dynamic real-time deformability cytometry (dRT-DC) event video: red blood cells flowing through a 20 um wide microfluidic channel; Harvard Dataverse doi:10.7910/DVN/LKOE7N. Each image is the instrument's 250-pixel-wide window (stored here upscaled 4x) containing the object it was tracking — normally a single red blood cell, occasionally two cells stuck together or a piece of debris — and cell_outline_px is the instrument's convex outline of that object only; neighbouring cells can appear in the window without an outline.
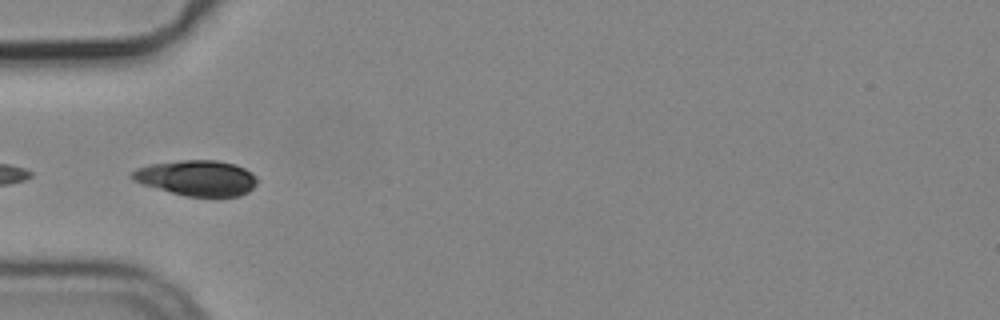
{"species": "common noctule bat (a hibernating species)", "species_latin": "Nyctalus noctula", "temperature_condition": "cold", "stored_images_in_passage": 6, "camera_frame_rate_fps": 3000, "um_per_image_px": 0.085, "animal": {"sex": "male", "body_mass_g": 19.2, "forearm_length_mm": 51.8}, "frame": {"image": 1, "passage_image": 4, "time_ms": 1.0, "image_size_px": [1000, 320], "cell_outline_px": [[256, 184], [248, 192], [240, 196], [184, 196], [144, 184], [132, 180], [128, 176], [136, 168], [148, 164], [180, 160], [216, 160], [236, 164], [252, 172], [256, 176]], "centroid_in_image_um": [16.72, 15.11], "position_along_channel_um": 68.3, "area_um2": 25.95}}
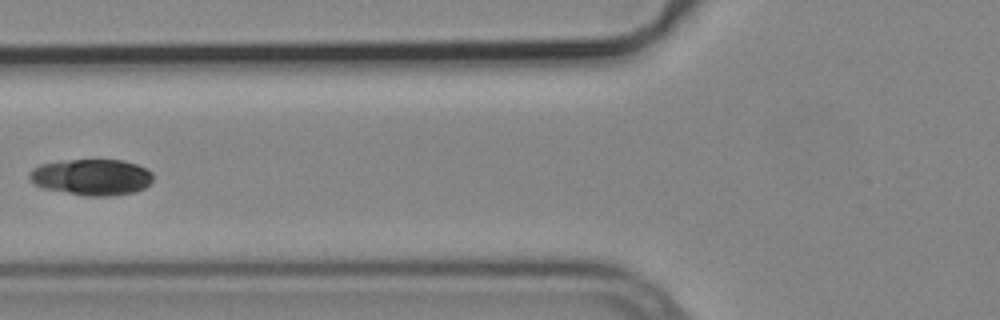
{"frame": {"image": 2, "passage_image": 5, "time_ms": 1.333, "image_size_px": [1000, 320], "cell_outline_px": [[152, 180], [144, 188], [132, 192], [112, 196], [84, 196], [44, 188], [36, 184], [28, 176], [32, 168], [40, 164], [72, 160], [124, 160], [136, 164], [152, 172]], "centroid_in_image_um": [7.8, 15.06], "position_along_channel_um": 118.0, "area_um2": 25.84}}
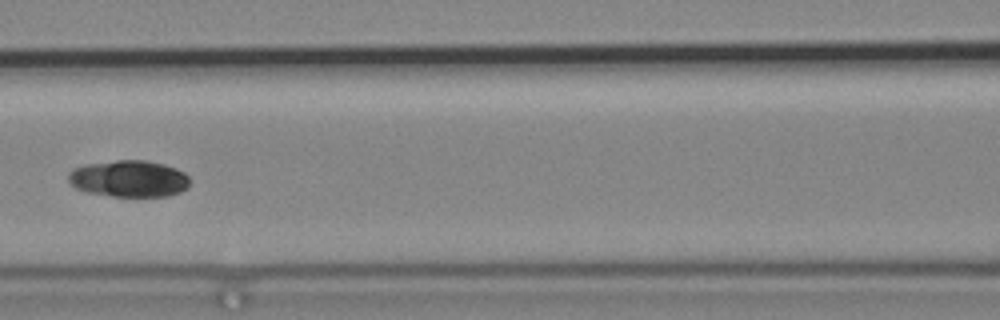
{"frame": {"image": 3, "passage_image": 6, "time_ms": 1.667, "image_size_px": [1000, 320], "cell_outline_px": [[188, 188], [180, 192], [168, 196], [112, 196], [88, 192], [76, 188], [68, 180], [68, 172], [72, 168], [84, 164], [116, 160], [148, 160], [164, 164], [176, 168], [184, 172], [188, 176]], "centroid_in_image_um": [10.95, 15.17], "position_along_channel_um": 155.6, "area_um2": 26.13}}